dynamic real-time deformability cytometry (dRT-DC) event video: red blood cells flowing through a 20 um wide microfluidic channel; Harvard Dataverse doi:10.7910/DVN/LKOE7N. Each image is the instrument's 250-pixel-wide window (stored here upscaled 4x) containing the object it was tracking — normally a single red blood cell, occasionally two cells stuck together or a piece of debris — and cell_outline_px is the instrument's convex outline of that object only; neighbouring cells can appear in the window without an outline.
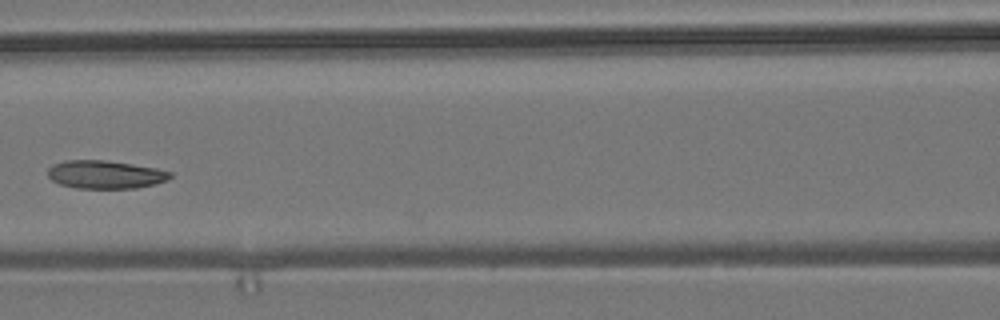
{"species": "common noctule bat (a hibernating species)", "species_latin": "Nyctalus noctula", "temperature_condition": "room temperature", "stored_images_in_passage": 10, "camera_frame_rate_fps": 3000, "um_per_image_px": 0.085, "animal": {"sex": "male", "body_mass_g": 19.2, "forearm_length_mm": 51.8}, "frame": {"image": 1, "passage_image": 7, "time_ms": 7.667, "image_size_px": [1000, 320], "cell_outline_px": [[172, 176], [168, 180], [136, 188], [76, 188], [60, 184], [52, 180], [48, 176], [48, 168], [52, 164], [64, 160], [104, 160], [132, 164], [156, 168], [172, 172]], "centroid_in_image_um": [8.93, 14.83], "position_along_channel_um": 157.7, "area_um2": 20.06}}
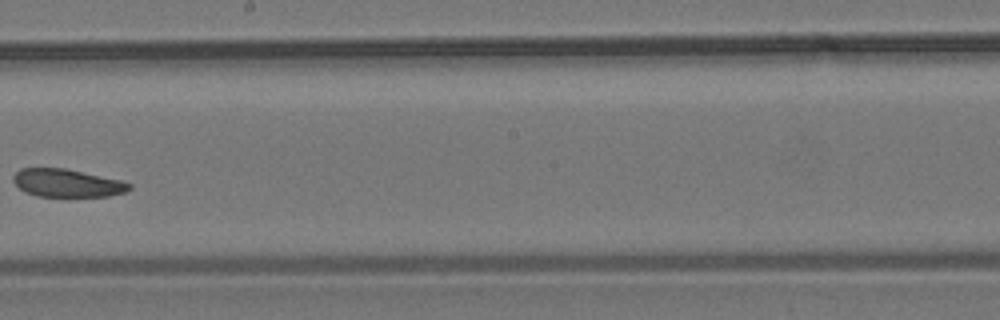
{"frame": {"image": 2, "passage_image": 9, "time_ms": 10.0, "image_size_px": [1000, 320], "cell_outline_px": [[132, 188], [124, 192], [108, 196], [36, 196], [24, 192], [12, 180], [12, 176], [20, 168], [64, 168], [120, 180], [132, 184]], "centroid_in_image_um": [5.67, 15.56], "position_along_channel_um": 242.5, "area_um2": 18.79}}
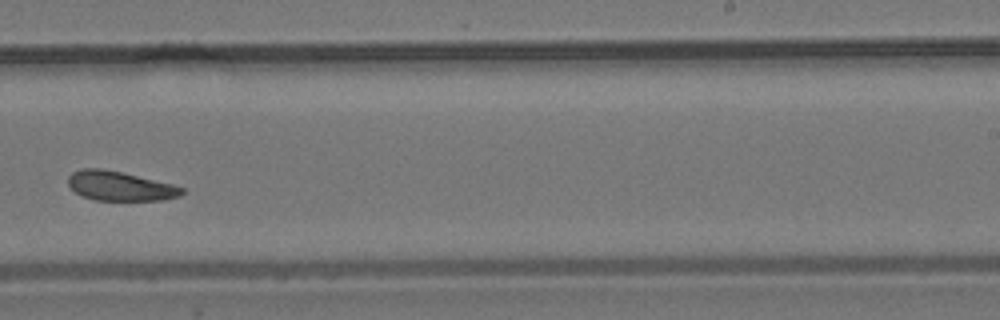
{"frame": {"image": 3, "passage_image": 10, "time_ms": 11.0, "image_size_px": [1000, 320], "cell_outline_px": [[184, 192], [180, 196], [164, 200], [96, 200], [84, 196], [76, 192], [68, 184], [68, 176], [72, 172], [84, 168], [100, 168], [120, 172], [172, 184], [184, 188]], "centroid_in_image_um": [10.2, 15.81], "position_along_channel_um": 278.8, "area_um2": 19.25}}